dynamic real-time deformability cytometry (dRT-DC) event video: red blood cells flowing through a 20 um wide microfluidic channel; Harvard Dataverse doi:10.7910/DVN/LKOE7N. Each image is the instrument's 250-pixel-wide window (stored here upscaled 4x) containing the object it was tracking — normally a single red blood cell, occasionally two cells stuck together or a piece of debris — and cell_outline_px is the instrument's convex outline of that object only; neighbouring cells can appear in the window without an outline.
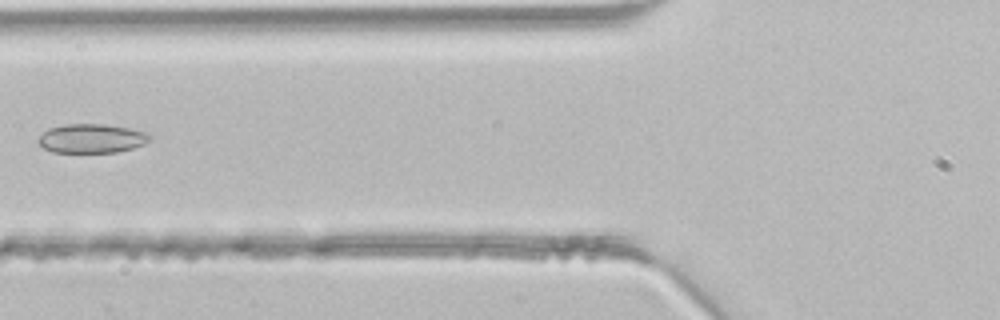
{"species": "common noctule bat (a hibernating species)", "species_latin": "Nyctalus noctula", "temperature_condition": "room temperature", "stored_images_in_passage": 4, "camera_frame_rate_fps": 3000, "um_per_image_px": 0.085, "animal": {"sex": "male", "body_mass_g": 21.5, "forearm_length_mm": 52.0}, "frame": {"image": 1, "passage_image": 4, "time_ms": 1.0, "image_size_px": [1000, 320], "cell_outline_px": [[152, 136], [144, 144], [132, 148], [116, 152], [52, 152], [44, 148], [36, 140], [48, 128], [64, 124], [104, 124], [128, 128], [144, 132]], "centroid_in_image_um": [7.75, 11.76], "position_along_channel_um": 118.0, "area_um2": 18.73}}